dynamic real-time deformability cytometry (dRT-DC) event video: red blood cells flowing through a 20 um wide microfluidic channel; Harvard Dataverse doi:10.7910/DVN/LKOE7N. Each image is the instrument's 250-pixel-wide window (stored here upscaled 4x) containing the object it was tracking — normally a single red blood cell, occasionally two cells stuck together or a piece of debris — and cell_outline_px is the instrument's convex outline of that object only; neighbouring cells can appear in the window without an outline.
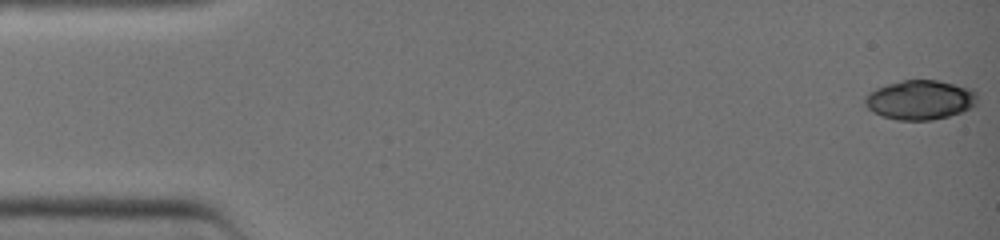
{"species": "common noctule bat (a hibernating species)", "species_latin": "Nyctalus noctula", "temperature_condition": "warm", "stored_images_in_passage": 39, "camera_frame_rate_fps": 3000, "um_per_image_px": 0.085, "animal": {"sex": "female", "body_mass_g": 19.0, "forearm_length_mm": 51.5}, "frame": {"image": 1, "passage_image": 1, "time_ms": 0.0, "image_size_px": [1000, 240], "cell_outline_px": [[976, 104], [972, 108], [948, 116], [932, 120], [896, 120], [880, 116], [872, 112], [864, 104], [864, 96], [876, 88], [888, 84], [904, 80], [936, 80], [972, 88], [976, 92]], "centroid_in_image_um": [78.19, 8.5], "position_along_channel_um": 6.8, "area_um2": 25.95}}
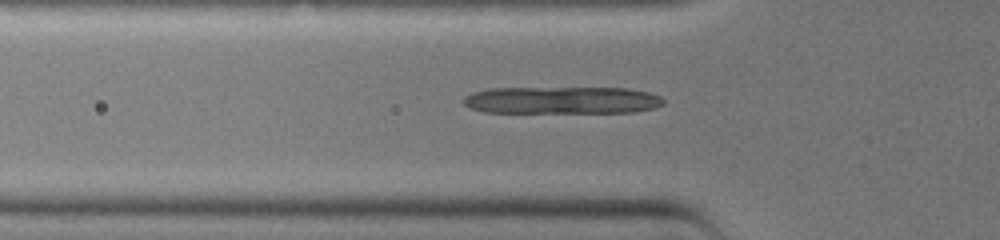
{"frame": {"image": 2, "passage_image": 14, "time_ms": 4.333, "image_size_px": [1000, 240], "cell_outline_px": [[664, 104], [652, 108], [632, 112], [484, 112], [472, 108], [464, 104], [464, 96], [472, 92], [492, 88], [628, 88], [648, 92], [660, 96], [664, 100]], "centroid_in_image_um": [47.77, 8.51], "position_along_channel_um": 78.0, "area_um2": 31.62}}
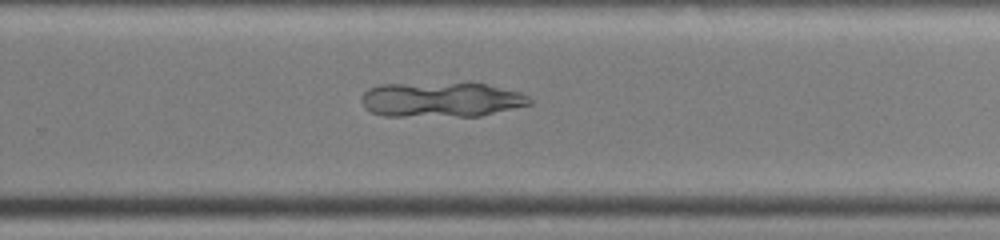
{"frame": {"image": 3, "passage_image": 27, "time_ms": 8.667, "image_size_px": [1000, 240], "cell_outline_px": [[532, 104], [480, 116], [384, 116], [372, 112], [364, 108], [360, 100], [360, 96], [368, 88], [380, 84], [468, 80], [520, 92], [528, 96], [532, 100]], "centroid_in_image_um": [37.48, 8.42], "position_along_channel_um": 292.3, "area_um2": 35.55}}